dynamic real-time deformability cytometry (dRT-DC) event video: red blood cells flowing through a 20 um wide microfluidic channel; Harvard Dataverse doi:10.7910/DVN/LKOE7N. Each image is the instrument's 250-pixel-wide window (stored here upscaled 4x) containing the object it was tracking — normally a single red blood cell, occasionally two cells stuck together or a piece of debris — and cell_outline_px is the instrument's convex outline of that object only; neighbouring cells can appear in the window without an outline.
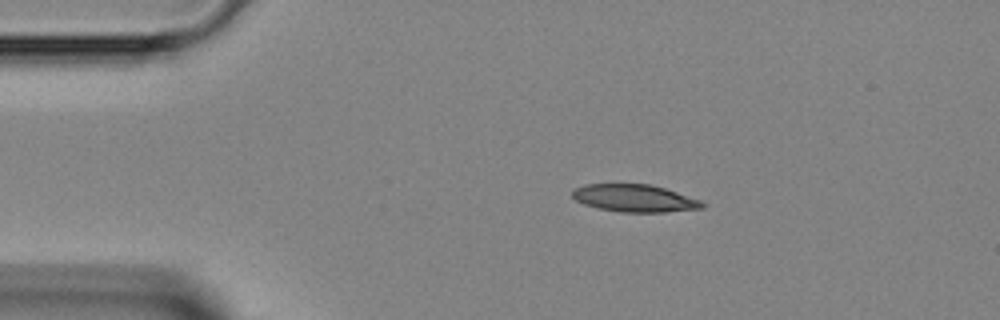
{"species": "Egyptian fruit bat (a non-hibernating species)", "species_latin": "Rousettus aegyptiacus", "temperature_condition": "room temperature", "stored_images_in_passage": 37, "camera_frame_rate_fps": 3000, "um_per_image_px": 0.085, "animal": {"sex": "female"}, "frame": {"image": 1, "passage_image": 7, "time_ms": 2.0, "image_size_px": [1000, 320], "cell_outline_px": [[708, 204], [704, 208], [664, 212], [620, 212], [596, 208], [584, 204], [576, 200], [572, 196], [572, 192], [576, 188], [584, 184], [652, 184], [700, 200]], "centroid_in_image_um": [53.95, 16.85], "position_along_channel_um": 31.1, "area_um2": 20.81}}
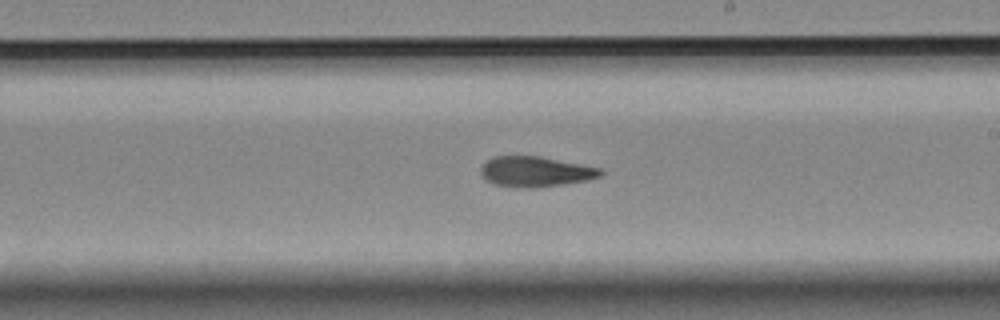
{"frame": {"image": 2, "passage_image": 24, "time_ms": 7.667, "image_size_px": [1000, 320], "cell_outline_px": [[604, 172], [600, 176], [584, 180], [560, 184], [496, 184], [480, 176], [480, 168], [492, 156], [540, 156], [600, 168]], "centroid_in_image_um": [45.51, 14.51], "position_along_channel_um": 243.5, "area_um2": 19.77}}
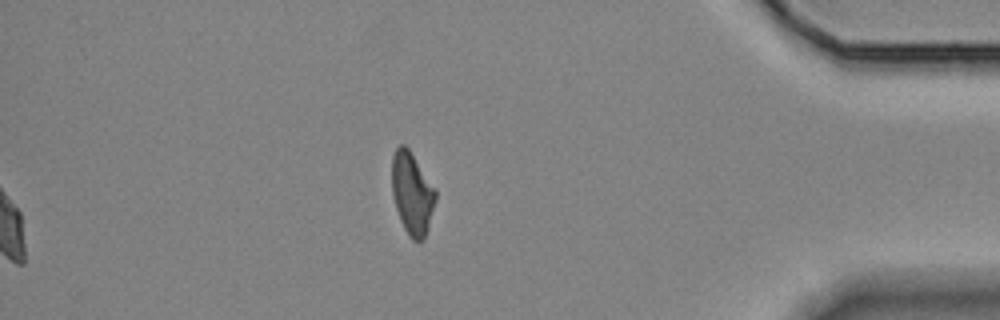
{"frame": {"image": 3, "passage_image": 37, "time_ms": 12.0, "image_size_px": [1000, 320], "cell_outline_px": [[436, 200], [428, 228], [424, 240], [412, 240], [408, 236], [400, 220], [392, 196], [392, 156], [396, 148], [400, 144], [404, 144], [408, 148], [436, 188]], "centroid_in_image_um": [35.03, 16.44], "position_along_channel_um": 400.2, "area_um2": 21.04}}